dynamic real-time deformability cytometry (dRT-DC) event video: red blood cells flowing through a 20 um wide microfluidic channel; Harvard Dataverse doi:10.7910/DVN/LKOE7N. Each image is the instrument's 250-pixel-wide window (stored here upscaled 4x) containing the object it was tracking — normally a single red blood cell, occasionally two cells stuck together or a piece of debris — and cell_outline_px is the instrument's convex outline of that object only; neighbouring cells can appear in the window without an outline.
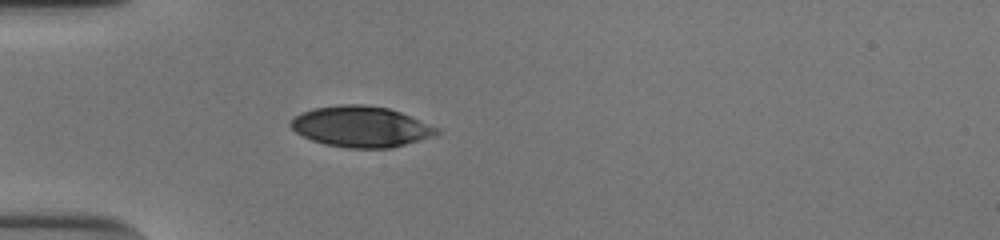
{"species": "human", "species_latin": "Homo sapiens", "temperature_condition": "cold", "stored_images_in_passage": 31, "camera_frame_rate_fps": 3000, "um_per_image_px": 0.085, "donor": {"sex": "male"}, "frame": {"image": 1, "passage_image": 1, "time_ms": 0.0, "image_size_px": [1000, 240], "cell_outline_px": [[440, 132], [436, 136], [388, 148], [348, 148], [324, 144], [312, 140], [296, 132], [288, 124], [288, 120], [300, 112], [316, 108], [344, 104], [364, 104], [388, 108], [400, 112], [440, 128]], "centroid_in_image_um": [30.67, 10.76], "position_along_channel_um": 54.3, "area_um2": 34.8}}
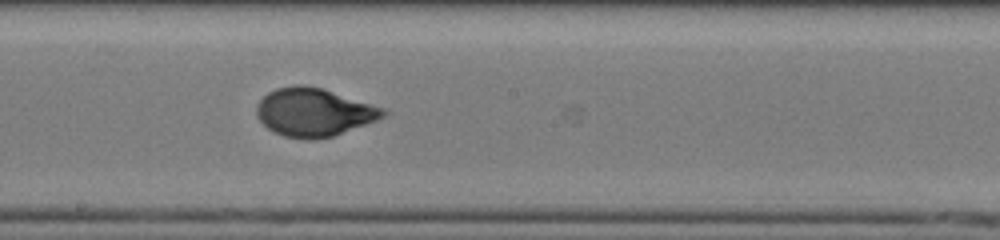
{"frame": {"image": 2, "passage_image": 15, "time_ms": 4.667, "image_size_px": [1000, 240], "cell_outline_px": [[388, 112], [384, 116], [376, 120], [332, 136], [312, 140], [308, 140], [284, 136], [272, 132], [256, 116], [256, 104], [268, 92], [276, 88], [296, 84], [304, 84], [324, 88], [384, 108]], "centroid_in_image_um": [26.65, 9.52], "position_along_channel_um": 221.6, "area_um2": 35.6}}
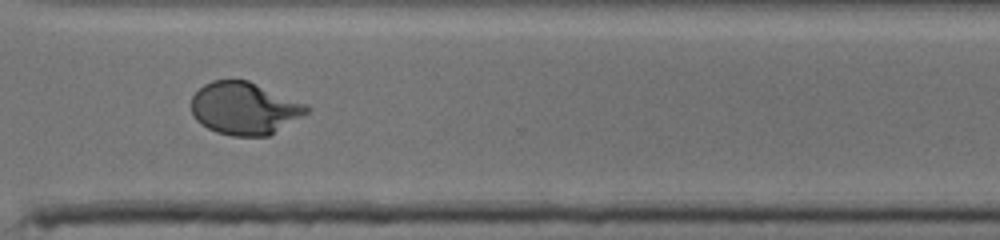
{"frame": {"image": 3, "passage_image": 25, "time_ms": 8.0, "image_size_px": [1000, 240], "cell_outline_px": [[312, 108], [308, 112], [268, 136], [232, 136], [216, 132], [200, 124], [196, 120], [192, 112], [192, 96], [204, 84], [212, 80], [248, 80], [308, 104]], "centroid_in_image_um": [20.78, 9.2], "position_along_channel_um": 349.8, "area_um2": 35.26}, "authors_computed_cell_mechanics": {"area_um2": 34.9112, "velocity_mm_per_s": 3.8431, "shape_relaxation_time_tau1_ms": 5.2787, "shape_relaxation_time_tau2_ms": null, "deformation_change_tau1": 0.2049, "deformation_change_tau2": null}}